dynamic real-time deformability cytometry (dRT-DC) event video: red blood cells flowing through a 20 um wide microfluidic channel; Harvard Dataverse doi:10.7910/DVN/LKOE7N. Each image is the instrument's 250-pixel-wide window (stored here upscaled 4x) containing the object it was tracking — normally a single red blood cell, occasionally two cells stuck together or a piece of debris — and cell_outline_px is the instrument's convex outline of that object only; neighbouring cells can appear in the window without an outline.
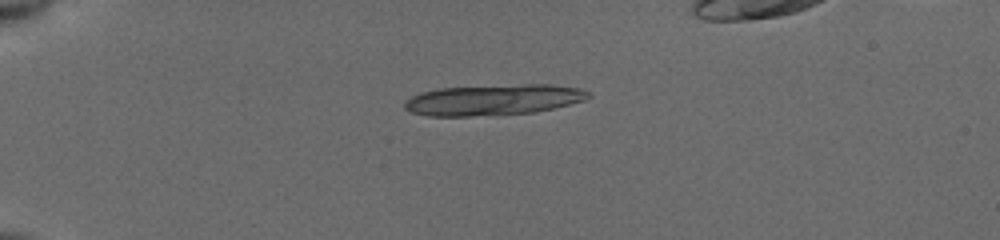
{"species": "common noctule bat (a hibernating species)", "species_latin": "Nyctalus noctula", "temperature_condition": "cold", "stored_images_in_passage": 9, "camera_frame_rate_fps": 3000, "um_per_image_px": 0.085, "animal": {"sex": "female", "body_mass_g": 19.5, "forearm_length_mm": 54.1}, "frame": {"image": 1, "passage_image": 1, "time_ms": 0.0, "image_size_px": [1000, 240], "cell_outline_px": [[592, 96], [584, 100], [552, 108], [532, 112], [468, 116], [428, 116], [412, 112], [404, 108], [404, 104], [412, 96], [420, 92], [440, 88], [524, 84], [552, 84], [580, 88], [588, 92]], "centroid_in_image_um": [41.93, 8.47], "position_along_channel_um": 43.1, "area_um2": 32.66}}